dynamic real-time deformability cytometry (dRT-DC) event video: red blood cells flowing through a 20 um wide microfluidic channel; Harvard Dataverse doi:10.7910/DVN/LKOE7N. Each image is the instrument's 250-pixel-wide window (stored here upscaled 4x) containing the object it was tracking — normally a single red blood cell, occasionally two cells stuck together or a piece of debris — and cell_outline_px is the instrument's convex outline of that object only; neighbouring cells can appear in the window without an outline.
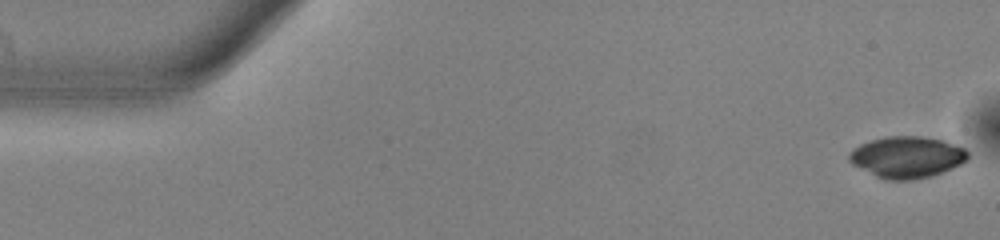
{"species": "common noctule bat (a hibernating species)", "species_latin": "Nyctalus noctula", "temperature_condition": "warm", "stored_images_in_passage": 54, "camera_frame_rate_fps": 3000, "um_per_image_px": 0.085, "animal": {"sex": "male", "body_mass_g": 13.0, "forearm_length_mm": 53.1}, "frame": {"image": 1, "passage_image": 1, "time_ms": 0.0, "image_size_px": [1000, 240], "cell_outline_px": [[968, 156], [960, 164], [952, 168], [928, 176], [908, 180], [888, 180], [876, 176], [852, 164], [848, 160], [848, 156], [860, 144], [872, 140], [888, 136], [920, 136], [944, 140], [964, 148], [968, 152]], "centroid_in_image_um": [77.08, 13.34], "position_along_channel_um": 7.9, "area_um2": 28.21}}
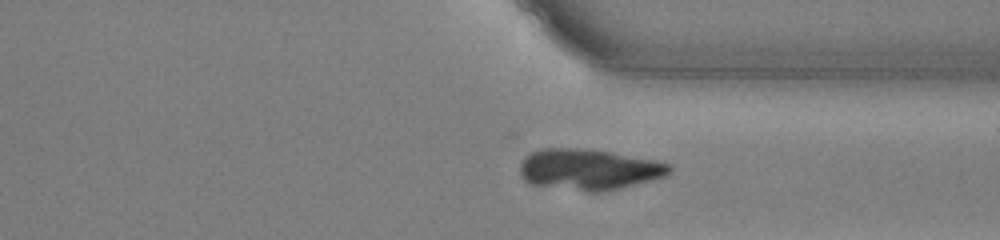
{"frame": {"image": 2, "passage_image": 40, "time_ms": 13.0, "image_size_px": [1000, 240], "cell_outline_px": [[672, 172], [664, 176], [620, 188], [596, 192], [588, 192], [528, 184], [520, 176], [520, 164], [524, 156], [540, 148], [576, 148], [612, 152], [656, 160], [668, 164], [672, 168]], "centroid_in_image_um": [50.0, 14.4], "position_along_channel_um": 361.4, "area_um2": 35.72}}
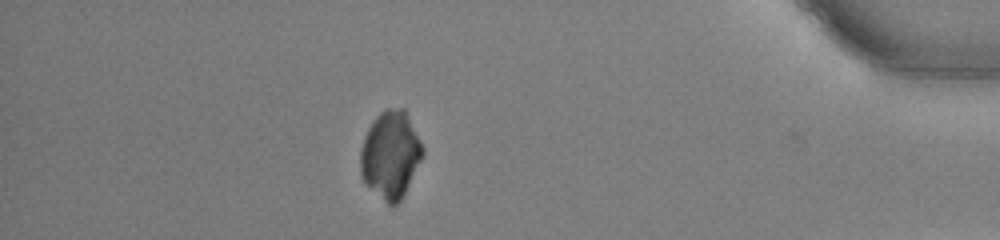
{"frame": {"image": 3, "passage_image": 47, "time_ms": 15.333, "image_size_px": [1000, 240], "cell_outline_px": [[424, 152], [400, 200], [392, 208], [364, 184], [360, 172], [360, 148], [364, 136], [372, 120], [384, 108], [404, 108], [424, 148]], "centroid_in_image_um": [33.15, 13.14], "position_along_channel_um": 402.1, "area_um2": 31.62}}